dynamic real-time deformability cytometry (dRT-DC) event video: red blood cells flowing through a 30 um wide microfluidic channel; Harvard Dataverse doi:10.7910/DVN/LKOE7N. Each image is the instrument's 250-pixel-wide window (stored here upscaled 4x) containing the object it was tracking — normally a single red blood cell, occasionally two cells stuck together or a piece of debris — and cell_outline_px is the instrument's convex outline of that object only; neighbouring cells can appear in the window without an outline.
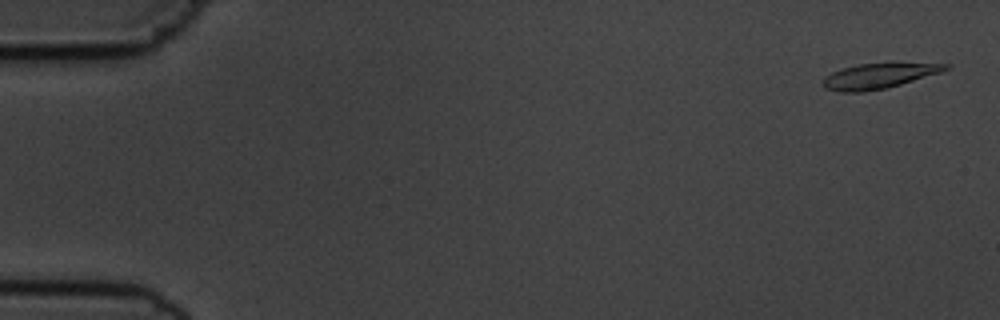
{"species": "common noctule bat (a hibernating species)", "species_latin": "Nyctalus noctula", "temperature_condition": "cold", "stored_images_in_passage": 55, "camera_frame_rate_fps": 3000, "um_per_image_px": 0.085, "animal": {"sex": "male", "body_mass_g": 19.5, "forearm_length_mm": 54.6}, "frame": {"image": 1, "passage_image": 2, "time_ms": 0.333, "image_size_px": [1000, 320], "cell_outline_px": [[952, 64], [948, 68], [940, 72], [900, 84], [884, 88], [864, 92], [840, 92], [824, 88], [820, 84], [832, 72], [840, 68], [860, 64]], "centroid_in_image_um": [74.59, 6.48], "position_along_channel_um": 10.4, "area_um2": 17.4}}
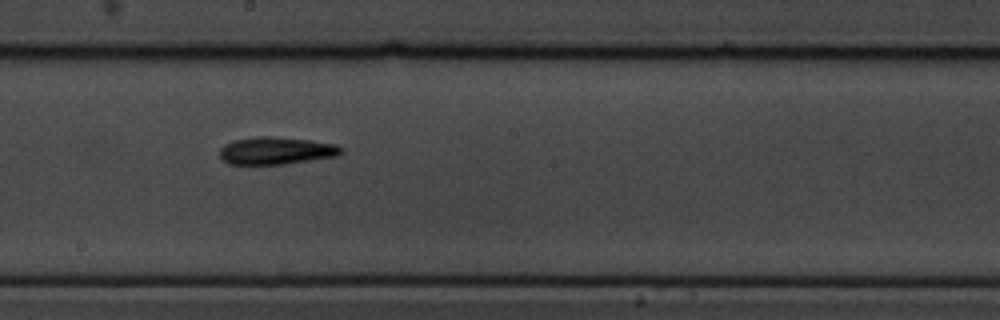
{"frame": {"image": 2, "passage_image": 31, "time_ms": 10.0, "image_size_px": [1000, 320], "cell_outline_px": [[344, 152], [340, 156], [284, 164], [228, 164], [220, 156], [220, 148], [224, 144], [232, 140], [260, 136], [272, 136], [312, 140], [336, 144], [344, 148]], "centroid_in_image_um": [23.53, 12.8], "position_along_channel_um": 224.7, "area_um2": 19.71}}
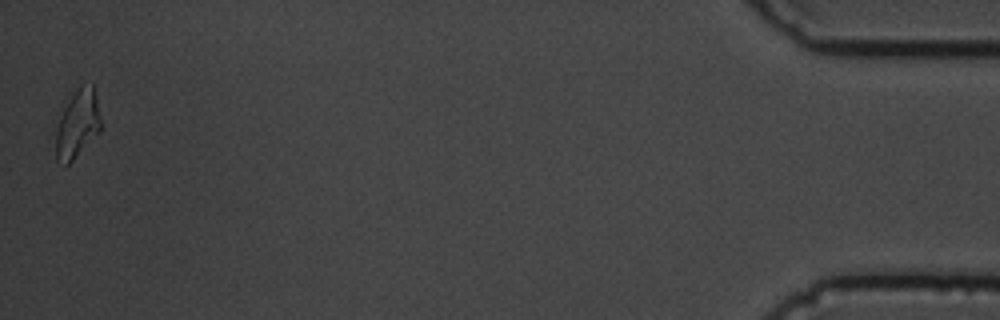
{"frame": {"image": 3, "passage_image": 55, "time_ms": 18.0, "image_size_px": [1000, 320], "cell_outline_px": [[100, 132], [68, 164], [64, 164], [56, 160], [56, 128], [64, 108], [80, 84], [92, 84], [96, 96], [100, 120]], "centroid_in_image_um": [6.59, 10.54], "position_along_channel_um": 428.6, "area_um2": 17.4}, "authors_computed_cell_mechanics": {"area_um2": 18.496, "velocity_mm_per_s": 3.6447, "shape_relaxation_time_tau1_ms": 8.4999, "shape_relaxation_time_tau2_ms": null, "deformation_change_tau1": 0.2021, "deformation_change_tau2": null}}